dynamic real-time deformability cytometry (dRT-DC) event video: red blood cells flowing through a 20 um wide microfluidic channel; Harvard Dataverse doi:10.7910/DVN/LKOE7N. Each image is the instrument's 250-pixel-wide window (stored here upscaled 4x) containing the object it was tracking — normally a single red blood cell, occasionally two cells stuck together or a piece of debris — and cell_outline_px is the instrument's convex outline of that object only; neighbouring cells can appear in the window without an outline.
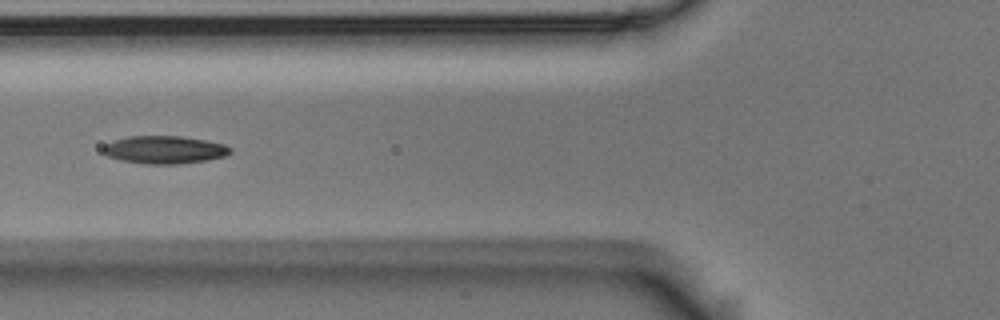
{"species": "Egyptian fruit bat (a non-hibernating species)", "species_latin": "Rousettus aegyptiacus", "temperature_condition": "room temperature", "stored_images_in_passage": 11, "camera_frame_rate_fps": 3000, "um_per_image_px": 0.085, "animal": {"sex": "male"}, "frame": {"image": 1, "passage_image": 7, "time_ms": 2.0, "image_size_px": [1000, 320], "cell_outline_px": [[232, 152], [224, 156], [208, 160], [180, 164], [144, 164], [120, 160], [108, 156], [100, 148], [104, 144], [112, 140], [128, 136], [180, 136], [204, 140], [224, 144], [232, 148]], "centroid_in_image_um": [13.95, 12.73], "position_along_channel_um": 111.9, "area_um2": 20.81}}